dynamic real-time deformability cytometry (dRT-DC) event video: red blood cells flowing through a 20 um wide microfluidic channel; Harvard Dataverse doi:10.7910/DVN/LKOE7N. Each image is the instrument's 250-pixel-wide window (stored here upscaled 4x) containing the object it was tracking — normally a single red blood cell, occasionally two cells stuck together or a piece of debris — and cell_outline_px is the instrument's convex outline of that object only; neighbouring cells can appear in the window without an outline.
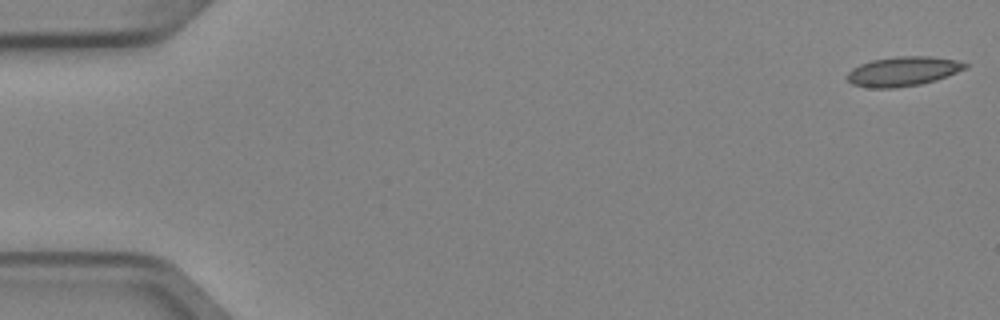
{"species": "Egyptian fruit bat (a non-hibernating species)", "species_latin": "Rousettus aegyptiacus", "temperature_condition": "cold", "stored_images_in_passage": 6, "camera_frame_rate_fps": 3000, "um_per_image_px": 0.085, "animal": {"sex": "female"}, "frame": {"image": 1, "passage_image": 1, "time_ms": 0.0, "image_size_px": [1000, 320], "cell_outline_px": [[968, 68], [936, 80], [920, 84], [896, 88], [872, 88], [852, 84], [848, 80], [848, 72], [852, 68], [860, 64], [872, 60], [896, 56], [928, 56], [956, 60], [968, 64]], "centroid_in_image_um": [76.76, 6.06], "position_along_channel_um": 8.2, "area_um2": 20.23}}
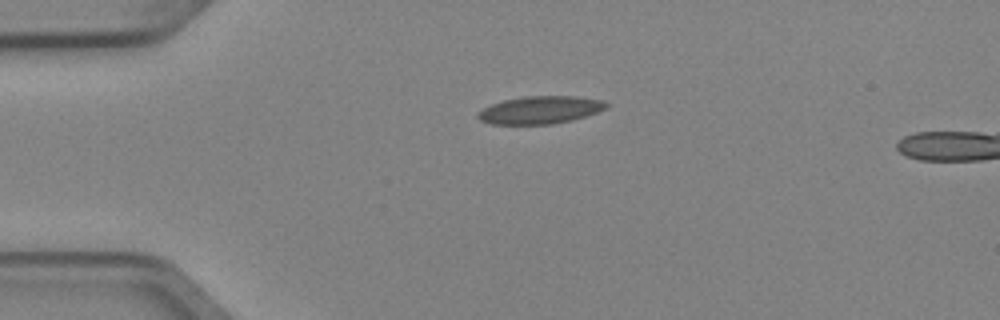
{"frame": {"image": 2, "passage_image": 4, "time_ms": 1.0, "image_size_px": [1000, 320], "cell_outline_px": [[608, 104], [604, 108], [596, 112], [572, 120], [552, 124], [488, 124], [480, 120], [476, 116], [476, 112], [492, 104], [504, 100], [524, 96], [576, 96], [604, 100]], "centroid_in_image_um": [45.87, 9.34], "position_along_channel_um": 39.1, "area_um2": 20.63}}